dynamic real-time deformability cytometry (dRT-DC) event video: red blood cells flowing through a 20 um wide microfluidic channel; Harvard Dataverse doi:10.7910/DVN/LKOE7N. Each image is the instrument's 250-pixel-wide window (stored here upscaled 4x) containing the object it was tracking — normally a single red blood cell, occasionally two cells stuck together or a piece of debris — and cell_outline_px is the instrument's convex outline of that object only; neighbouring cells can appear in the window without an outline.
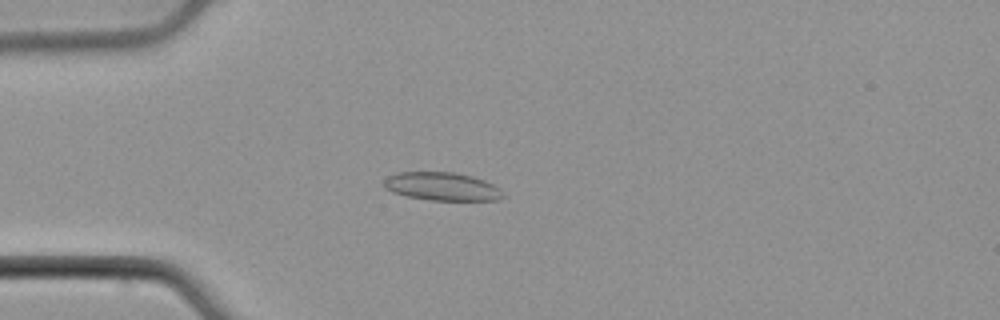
{"species": "common noctule bat (a hibernating species)", "species_latin": "Nyctalus noctula", "temperature_condition": "cold", "stored_images_in_passage": 44, "camera_frame_rate_fps": 3000, "um_per_image_px": 0.085, "animal": {"sex": "male", "body_mass_g": 21.5, "forearm_length_mm": 52.0}, "frame": {"image": 1, "passage_image": 6, "time_ms": 1.667, "image_size_px": [1000, 320], "cell_outline_px": [[504, 196], [500, 200], [432, 200], [408, 196], [392, 192], [384, 188], [384, 180], [388, 176], [396, 172], [452, 172], [472, 176], [484, 180], [500, 188], [504, 192]], "centroid_in_image_um": [37.58, 15.85], "position_along_channel_um": 47.4, "area_um2": 19.59}}
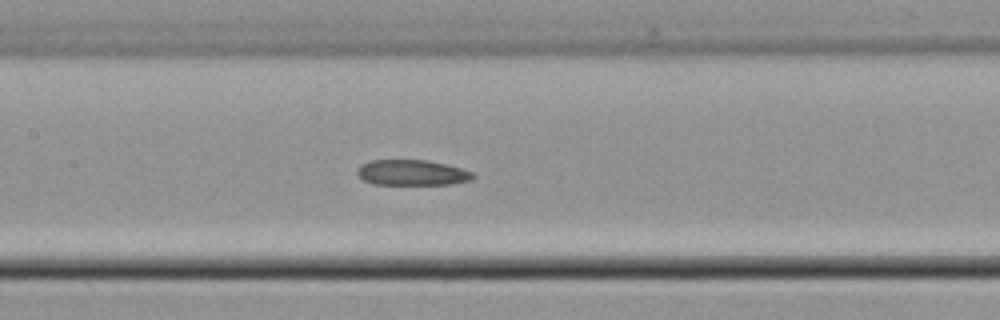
{"frame": {"image": 2, "passage_image": 17, "time_ms": 5.333, "image_size_px": [1000, 320], "cell_outline_px": [[476, 176], [472, 180], [452, 184], [372, 184], [364, 180], [356, 172], [360, 164], [372, 160], [428, 160], [460, 168], [472, 172]], "centroid_in_image_um": [35.02, 14.67], "position_along_channel_um": 172.4, "area_um2": 17.17}}
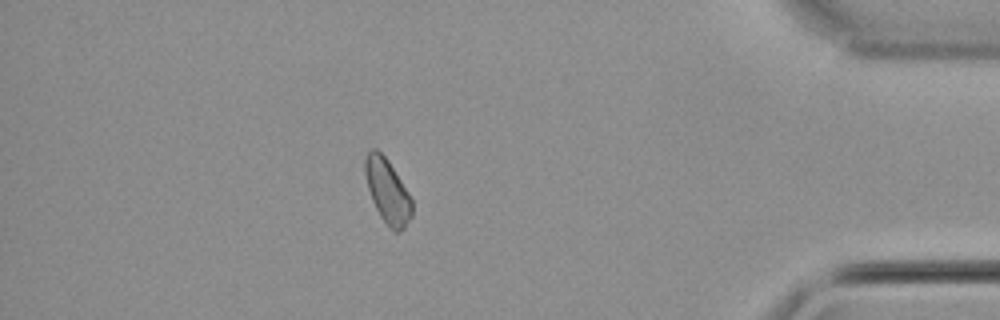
{"frame": {"image": 3, "passage_image": 38, "time_ms": 12.333, "image_size_px": [1000, 320], "cell_outline_px": [[412, 216], [404, 228], [400, 232], [396, 232], [380, 216], [372, 200], [368, 188], [364, 172], [364, 160], [368, 152], [372, 148], [376, 148], [388, 160], [412, 200]], "centroid_in_image_um": [32.92, 16.23], "position_along_channel_um": 402.3, "area_um2": 17.22}}